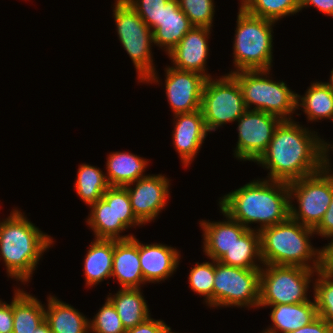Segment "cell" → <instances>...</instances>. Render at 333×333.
Masks as SVG:
<instances>
[{
    "instance_id": "6da1fadb",
    "label": "cell",
    "mask_w": 333,
    "mask_h": 333,
    "mask_svg": "<svg viewBox=\"0 0 333 333\" xmlns=\"http://www.w3.org/2000/svg\"><path fill=\"white\" fill-rule=\"evenodd\" d=\"M322 144L317 132L294 119L282 120L256 163L269 170V180L289 183L323 169Z\"/></svg>"
},
{
    "instance_id": "7a4b0ae2",
    "label": "cell",
    "mask_w": 333,
    "mask_h": 333,
    "mask_svg": "<svg viewBox=\"0 0 333 333\" xmlns=\"http://www.w3.org/2000/svg\"><path fill=\"white\" fill-rule=\"evenodd\" d=\"M220 209L247 229L253 223L264 228L286 221L290 217V198L287 182L254 179L240 188L222 196Z\"/></svg>"
},
{
    "instance_id": "3957f363",
    "label": "cell",
    "mask_w": 333,
    "mask_h": 333,
    "mask_svg": "<svg viewBox=\"0 0 333 333\" xmlns=\"http://www.w3.org/2000/svg\"><path fill=\"white\" fill-rule=\"evenodd\" d=\"M53 244V238L18 209L14 208L8 218L0 221V258L8 277L21 284L32 279L40 258Z\"/></svg>"
},
{
    "instance_id": "277c9868",
    "label": "cell",
    "mask_w": 333,
    "mask_h": 333,
    "mask_svg": "<svg viewBox=\"0 0 333 333\" xmlns=\"http://www.w3.org/2000/svg\"><path fill=\"white\" fill-rule=\"evenodd\" d=\"M259 233L263 264L321 269V249L314 248L309 239L314 229L289 217Z\"/></svg>"
},
{
    "instance_id": "5b68a950",
    "label": "cell",
    "mask_w": 333,
    "mask_h": 333,
    "mask_svg": "<svg viewBox=\"0 0 333 333\" xmlns=\"http://www.w3.org/2000/svg\"><path fill=\"white\" fill-rule=\"evenodd\" d=\"M233 57L235 70H271L273 62V27L276 22L253 16L239 7Z\"/></svg>"
},
{
    "instance_id": "8992f818",
    "label": "cell",
    "mask_w": 333,
    "mask_h": 333,
    "mask_svg": "<svg viewBox=\"0 0 333 333\" xmlns=\"http://www.w3.org/2000/svg\"><path fill=\"white\" fill-rule=\"evenodd\" d=\"M112 12L119 41L134 64L138 82L157 84L160 81L151 51L152 30L124 0H115Z\"/></svg>"
},
{
    "instance_id": "52a82bcc",
    "label": "cell",
    "mask_w": 333,
    "mask_h": 333,
    "mask_svg": "<svg viewBox=\"0 0 333 333\" xmlns=\"http://www.w3.org/2000/svg\"><path fill=\"white\" fill-rule=\"evenodd\" d=\"M269 74L270 69L231 73L240 85L247 109L263 111L281 120H293L297 110V93L289 89L285 82L271 80Z\"/></svg>"
},
{
    "instance_id": "ba28073f",
    "label": "cell",
    "mask_w": 333,
    "mask_h": 333,
    "mask_svg": "<svg viewBox=\"0 0 333 333\" xmlns=\"http://www.w3.org/2000/svg\"><path fill=\"white\" fill-rule=\"evenodd\" d=\"M317 270L301 266L263 264L259 305L296 304L309 301L308 289Z\"/></svg>"
},
{
    "instance_id": "9c48e42d",
    "label": "cell",
    "mask_w": 333,
    "mask_h": 333,
    "mask_svg": "<svg viewBox=\"0 0 333 333\" xmlns=\"http://www.w3.org/2000/svg\"><path fill=\"white\" fill-rule=\"evenodd\" d=\"M290 218L315 229L333 197V174L325 170L288 183ZM296 198L297 205L293 201ZM298 208V209H297Z\"/></svg>"
},
{
    "instance_id": "30bf717a",
    "label": "cell",
    "mask_w": 333,
    "mask_h": 333,
    "mask_svg": "<svg viewBox=\"0 0 333 333\" xmlns=\"http://www.w3.org/2000/svg\"><path fill=\"white\" fill-rule=\"evenodd\" d=\"M246 110L240 85L231 74L206 80L201 111L209 132L216 131L223 124L236 122Z\"/></svg>"
},
{
    "instance_id": "8fae6325",
    "label": "cell",
    "mask_w": 333,
    "mask_h": 333,
    "mask_svg": "<svg viewBox=\"0 0 333 333\" xmlns=\"http://www.w3.org/2000/svg\"><path fill=\"white\" fill-rule=\"evenodd\" d=\"M260 272L215 261L213 307L259 308Z\"/></svg>"
},
{
    "instance_id": "7c38bea8",
    "label": "cell",
    "mask_w": 333,
    "mask_h": 333,
    "mask_svg": "<svg viewBox=\"0 0 333 333\" xmlns=\"http://www.w3.org/2000/svg\"><path fill=\"white\" fill-rule=\"evenodd\" d=\"M236 121L238 141L233 155L240 161L256 162L266 151L282 120L263 111L247 109Z\"/></svg>"
},
{
    "instance_id": "4fadbf2b",
    "label": "cell",
    "mask_w": 333,
    "mask_h": 333,
    "mask_svg": "<svg viewBox=\"0 0 333 333\" xmlns=\"http://www.w3.org/2000/svg\"><path fill=\"white\" fill-rule=\"evenodd\" d=\"M170 180L162 174H152L125 186L136 218L144 225L160 214L170 198ZM131 185H134L132 188Z\"/></svg>"
},
{
    "instance_id": "5bb4252c",
    "label": "cell",
    "mask_w": 333,
    "mask_h": 333,
    "mask_svg": "<svg viewBox=\"0 0 333 333\" xmlns=\"http://www.w3.org/2000/svg\"><path fill=\"white\" fill-rule=\"evenodd\" d=\"M165 73V94L174 115L201 110L202 92L207 78L172 66H166Z\"/></svg>"
},
{
    "instance_id": "9a60e30c",
    "label": "cell",
    "mask_w": 333,
    "mask_h": 333,
    "mask_svg": "<svg viewBox=\"0 0 333 333\" xmlns=\"http://www.w3.org/2000/svg\"><path fill=\"white\" fill-rule=\"evenodd\" d=\"M211 29L209 27L193 26L167 54L169 59L172 60V67L183 71L199 73L207 79L211 78L206 68V60L210 51L208 39L212 31Z\"/></svg>"
},
{
    "instance_id": "2e32d148",
    "label": "cell",
    "mask_w": 333,
    "mask_h": 333,
    "mask_svg": "<svg viewBox=\"0 0 333 333\" xmlns=\"http://www.w3.org/2000/svg\"><path fill=\"white\" fill-rule=\"evenodd\" d=\"M173 144L184 167L191 165L208 135L201 110L174 115ZM176 120V121H175Z\"/></svg>"
},
{
    "instance_id": "e0dca14e",
    "label": "cell",
    "mask_w": 333,
    "mask_h": 333,
    "mask_svg": "<svg viewBox=\"0 0 333 333\" xmlns=\"http://www.w3.org/2000/svg\"><path fill=\"white\" fill-rule=\"evenodd\" d=\"M139 257L144 282L159 283L172 276L179 265L180 251L165 244L139 242Z\"/></svg>"
},
{
    "instance_id": "ac0fdd59",
    "label": "cell",
    "mask_w": 333,
    "mask_h": 333,
    "mask_svg": "<svg viewBox=\"0 0 333 333\" xmlns=\"http://www.w3.org/2000/svg\"><path fill=\"white\" fill-rule=\"evenodd\" d=\"M139 257V240L133 236L114 240L112 276L121 288H141L145 284Z\"/></svg>"
},
{
    "instance_id": "d6986e66",
    "label": "cell",
    "mask_w": 333,
    "mask_h": 333,
    "mask_svg": "<svg viewBox=\"0 0 333 333\" xmlns=\"http://www.w3.org/2000/svg\"><path fill=\"white\" fill-rule=\"evenodd\" d=\"M226 218L221 222H210L200 220V227L203 231V252L211 259L218 261L235 243V241L247 230L238 221L233 220L221 209Z\"/></svg>"
},
{
    "instance_id": "ffe728a7",
    "label": "cell",
    "mask_w": 333,
    "mask_h": 333,
    "mask_svg": "<svg viewBox=\"0 0 333 333\" xmlns=\"http://www.w3.org/2000/svg\"><path fill=\"white\" fill-rule=\"evenodd\" d=\"M268 306L272 308V326L263 330L265 333H290L310 324L318 317L314 299L296 304L259 305V308Z\"/></svg>"
},
{
    "instance_id": "44dd1931",
    "label": "cell",
    "mask_w": 333,
    "mask_h": 333,
    "mask_svg": "<svg viewBox=\"0 0 333 333\" xmlns=\"http://www.w3.org/2000/svg\"><path fill=\"white\" fill-rule=\"evenodd\" d=\"M192 27L178 0H169L162 10L161 22L152 32L153 43L168 54Z\"/></svg>"
},
{
    "instance_id": "7402d4cb",
    "label": "cell",
    "mask_w": 333,
    "mask_h": 333,
    "mask_svg": "<svg viewBox=\"0 0 333 333\" xmlns=\"http://www.w3.org/2000/svg\"><path fill=\"white\" fill-rule=\"evenodd\" d=\"M106 180L109 186L125 187L140 178L146 177L148 159L129 152H112L106 159Z\"/></svg>"
},
{
    "instance_id": "603a6c76",
    "label": "cell",
    "mask_w": 333,
    "mask_h": 333,
    "mask_svg": "<svg viewBox=\"0 0 333 333\" xmlns=\"http://www.w3.org/2000/svg\"><path fill=\"white\" fill-rule=\"evenodd\" d=\"M55 296L47 297L45 321L52 333H89V319Z\"/></svg>"
},
{
    "instance_id": "cb8c5ba5",
    "label": "cell",
    "mask_w": 333,
    "mask_h": 333,
    "mask_svg": "<svg viewBox=\"0 0 333 333\" xmlns=\"http://www.w3.org/2000/svg\"><path fill=\"white\" fill-rule=\"evenodd\" d=\"M114 239H96L89 245L84 259L86 286L93 287L112 276Z\"/></svg>"
},
{
    "instance_id": "d4e9b609",
    "label": "cell",
    "mask_w": 333,
    "mask_h": 333,
    "mask_svg": "<svg viewBox=\"0 0 333 333\" xmlns=\"http://www.w3.org/2000/svg\"><path fill=\"white\" fill-rule=\"evenodd\" d=\"M141 288H120L107 299L115 307L125 330L135 327L150 317V310Z\"/></svg>"
},
{
    "instance_id": "484cf974",
    "label": "cell",
    "mask_w": 333,
    "mask_h": 333,
    "mask_svg": "<svg viewBox=\"0 0 333 333\" xmlns=\"http://www.w3.org/2000/svg\"><path fill=\"white\" fill-rule=\"evenodd\" d=\"M218 261L224 265L244 269H261L263 261L260 233L254 229H247Z\"/></svg>"
},
{
    "instance_id": "4316f807",
    "label": "cell",
    "mask_w": 333,
    "mask_h": 333,
    "mask_svg": "<svg viewBox=\"0 0 333 333\" xmlns=\"http://www.w3.org/2000/svg\"><path fill=\"white\" fill-rule=\"evenodd\" d=\"M17 288L13 294L12 333H33L45 321L46 306L35 296Z\"/></svg>"
},
{
    "instance_id": "83f0119b",
    "label": "cell",
    "mask_w": 333,
    "mask_h": 333,
    "mask_svg": "<svg viewBox=\"0 0 333 333\" xmlns=\"http://www.w3.org/2000/svg\"><path fill=\"white\" fill-rule=\"evenodd\" d=\"M296 100L297 109L303 108L308 121L328 119L333 122V88L327 82L311 83L303 96L297 94Z\"/></svg>"
},
{
    "instance_id": "f1b7e54d",
    "label": "cell",
    "mask_w": 333,
    "mask_h": 333,
    "mask_svg": "<svg viewBox=\"0 0 333 333\" xmlns=\"http://www.w3.org/2000/svg\"><path fill=\"white\" fill-rule=\"evenodd\" d=\"M90 209L86 223L93 230L96 239L126 240L133 237L132 234L120 235L128 228L117 219L114 208L103 198L90 205Z\"/></svg>"
},
{
    "instance_id": "f546056e",
    "label": "cell",
    "mask_w": 333,
    "mask_h": 333,
    "mask_svg": "<svg viewBox=\"0 0 333 333\" xmlns=\"http://www.w3.org/2000/svg\"><path fill=\"white\" fill-rule=\"evenodd\" d=\"M96 166L82 164L77 171L75 189L77 195L87 205H92L101 199L104 192L110 187L105 173Z\"/></svg>"
},
{
    "instance_id": "4dcf8cb0",
    "label": "cell",
    "mask_w": 333,
    "mask_h": 333,
    "mask_svg": "<svg viewBox=\"0 0 333 333\" xmlns=\"http://www.w3.org/2000/svg\"><path fill=\"white\" fill-rule=\"evenodd\" d=\"M242 7L253 16L273 22L300 12V0H241Z\"/></svg>"
},
{
    "instance_id": "1f68e13d",
    "label": "cell",
    "mask_w": 333,
    "mask_h": 333,
    "mask_svg": "<svg viewBox=\"0 0 333 333\" xmlns=\"http://www.w3.org/2000/svg\"><path fill=\"white\" fill-rule=\"evenodd\" d=\"M314 278L313 290L317 314L333 326V275L318 269ZM316 279V280H315Z\"/></svg>"
},
{
    "instance_id": "d6a6232c",
    "label": "cell",
    "mask_w": 333,
    "mask_h": 333,
    "mask_svg": "<svg viewBox=\"0 0 333 333\" xmlns=\"http://www.w3.org/2000/svg\"><path fill=\"white\" fill-rule=\"evenodd\" d=\"M212 262H197L191 268L188 281L189 287L198 295L204 296V301L213 307V283L215 277V260Z\"/></svg>"
},
{
    "instance_id": "836d02e7",
    "label": "cell",
    "mask_w": 333,
    "mask_h": 333,
    "mask_svg": "<svg viewBox=\"0 0 333 333\" xmlns=\"http://www.w3.org/2000/svg\"><path fill=\"white\" fill-rule=\"evenodd\" d=\"M102 198L114 208L117 219L127 228L143 225L133 213L129 193L125 187L110 186Z\"/></svg>"
},
{
    "instance_id": "e575fe53",
    "label": "cell",
    "mask_w": 333,
    "mask_h": 333,
    "mask_svg": "<svg viewBox=\"0 0 333 333\" xmlns=\"http://www.w3.org/2000/svg\"><path fill=\"white\" fill-rule=\"evenodd\" d=\"M178 5L193 26H213L214 0H178Z\"/></svg>"
},
{
    "instance_id": "d590c367",
    "label": "cell",
    "mask_w": 333,
    "mask_h": 333,
    "mask_svg": "<svg viewBox=\"0 0 333 333\" xmlns=\"http://www.w3.org/2000/svg\"><path fill=\"white\" fill-rule=\"evenodd\" d=\"M125 333L121 320L112 303L106 302L98 310V313L89 320V333Z\"/></svg>"
},
{
    "instance_id": "8d00e7d4",
    "label": "cell",
    "mask_w": 333,
    "mask_h": 333,
    "mask_svg": "<svg viewBox=\"0 0 333 333\" xmlns=\"http://www.w3.org/2000/svg\"><path fill=\"white\" fill-rule=\"evenodd\" d=\"M127 2L147 24L152 32L161 22L163 8L169 0H124Z\"/></svg>"
},
{
    "instance_id": "74e56055",
    "label": "cell",
    "mask_w": 333,
    "mask_h": 333,
    "mask_svg": "<svg viewBox=\"0 0 333 333\" xmlns=\"http://www.w3.org/2000/svg\"><path fill=\"white\" fill-rule=\"evenodd\" d=\"M169 326L163 320L148 317L139 325L129 328L125 333H165Z\"/></svg>"
},
{
    "instance_id": "f35d334b",
    "label": "cell",
    "mask_w": 333,
    "mask_h": 333,
    "mask_svg": "<svg viewBox=\"0 0 333 333\" xmlns=\"http://www.w3.org/2000/svg\"><path fill=\"white\" fill-rule=\"evenodd\" d=\"M13 332V300L10 304L0 303V333Z\"/></svg>"
},
{
    "instance_id": "ab89813d",
    "label": "cell",
    "mask_w": 333,
    "mask_h": 333,
    "mask_svg": "<svg viewBox=\"0 0 333 333\" xmlns=\"http://www.w3.org/2000/svg\"><path fill=\"white\" fill-rule=\"evenodd\" d=\"M315 234L327 238L333 233V197L319 225L314 229Z\"/></svg>"
},
{
    "instance_id": "60d3db41",
    "label": "cell",
    "mask_w": 333,
    "mask_h": 333,
    "mask_svg": "<svg viewBox=\"0 0 333 333\" xmlns=\"http://www.w3.org/2000/svg\"><path fill=\"white\" fill-rule=\"evenodd\" d=\"M290 333H333V326L318 316L310 324Z\"/></svg>"
},
{
    "instance_id": "b9f144b4",
    "label": "cell",
    "mask_w": 333,
    "mask_h": 333,
    "mask_svg": "<svg viewBox=\"0 0 333 333\" xmlns=\"http://www.w3.org/2000/svg\"><path fill=\"white\" fill-rule=\"evenodd\" d=\"M327 238L331 241L321 248V269L333 275V233Z\"/></svg>"
},
{
    "instance_id": "7bdbcfd3",
    "label": "cell",
    "mask_w": 333,
    "mask_h": 333,
    "mask_svg": "<svg viewBox=\"0 0 333 333\" xmlns=\"http://www.w3.org/2000/svg\"><path fill=\"white\" fill-rule=\"evenodd\" d=\"M309 6H314L324 15L333 17V0H300V11Z\"/></svg>"
},
{
    "instance_id": "ee69618b",
    "label": "cell",
    "mask_w": 333,
    "mask_h": 333,
    "mask_svg": "<svg viewBox=\"0 0 333 333\" xmlns=\"http://www.w3.org/2000/svg\"><path fill=\"white\" fill-rule=\"evenodd\" d=\"M322 149H323V170L332 172L329 152L333 149V144L327 143L324 139H322ZM333 151V150H332Z\"/></svg>"
},
{
    "instance_id": "f6af8a7d",
    "label": "cell",
    "mask_w": 333,
    "mask_h": 333,
    "mask_svg": "<svg viewBox=\"0 0 333 333\" xmlns=\"http://www.w3.org/2000/svg\"><path fill=\"white\" fill-rule=\"evenodd\" d=\"M33 333H52L50 327L46 321L41 323Z\"/></svg>"
},
{
    "instance_id": "bcb514c9",
    "label": "cell",
    "mask_w": 333,
    "mask_h": 333,
    "mask_svg": "<svg viewBox=\"0 0 333 333\" xmlns=\"http://www.w3.org/2000/svg\"><path fill=\"white\" fill-rule=\"evenodd\" d=\"M331 72V75H330V81L329 82H327L332 88H333V68H332V71H330Z\"/></svg>"
},
{
    "instance_id": "7dc6e473",
    "label": "cell",
    "mask_w": 333,
    "mask_h": 333,
    "mask_svg": "<svg viewBox=\"0 0 333 333\" xmlns=\"http://www.w3.org/2000/svg\"><path fill=\"white\" fill-rule=\"evenodd\" d=\"M165 333H175V332H172L171 327H169Z\"/></svg>"
}]
</instances>
